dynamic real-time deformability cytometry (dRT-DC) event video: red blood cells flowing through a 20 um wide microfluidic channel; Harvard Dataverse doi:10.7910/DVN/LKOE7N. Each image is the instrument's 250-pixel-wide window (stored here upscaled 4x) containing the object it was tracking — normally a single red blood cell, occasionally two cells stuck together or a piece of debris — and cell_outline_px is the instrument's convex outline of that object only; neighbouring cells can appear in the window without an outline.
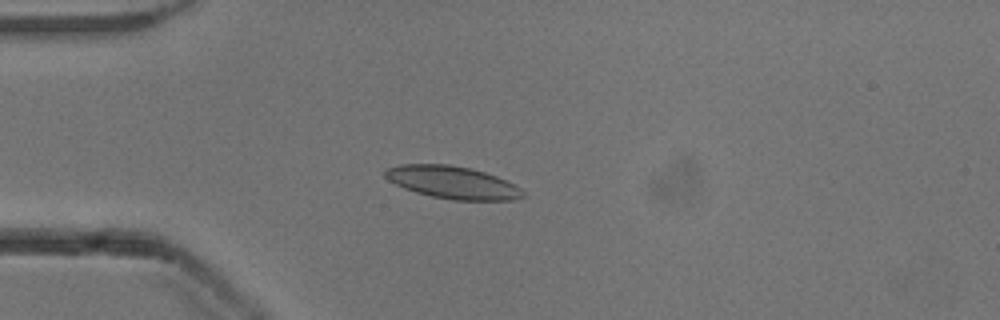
{"species": "common noctule bat (a hibernating species)", "species_latin": "Nyctalus noctula", "temperature_condition": "cold", "stored_images_in_passage": 33, "camera_frame_rate_fps": 3000, "um_per_image_px": 0.085, "animal": {"sex": "male", "body_mass_g": 13.3}, "frame": {"image": 1, "passage_image": 2, "time_ms": 0.333, "image_size_px": [1000, 320], "cell_outline_px": [[524, 196], [512, 200], [452, 200], [432, 196], [416, 192], [404, 188], [388, 180], [384, 176], [384, 168], [400, 164], [448, 164], [472, 168], [496, 176], [520, 188], [524, 192]], "centroid_in_image_um": [38.42, 15.49], "position_along_channel_um": 46.6, "area_um2": 26.07}}
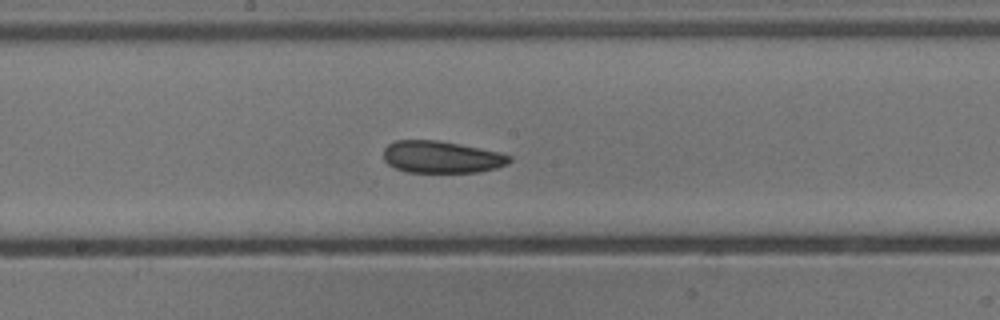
{"frame": {"image": 2, "passage_image": 16, "time_ms": 5.0, "image_size_px": [1000, 320], "cell_outline_px": [[512, 160], [508, 164], [496, 168], [480, 172], [408, 172], [396, 168], [388, 164], [384, 160], [384, 148], [388, 144], [396, 140], [440, 140], [500, 152], [512, 156]], "centroid_in_image_um": [37.55, 13.34], "position_along_channel_um": 210.6, "area_um2": 23.64}}
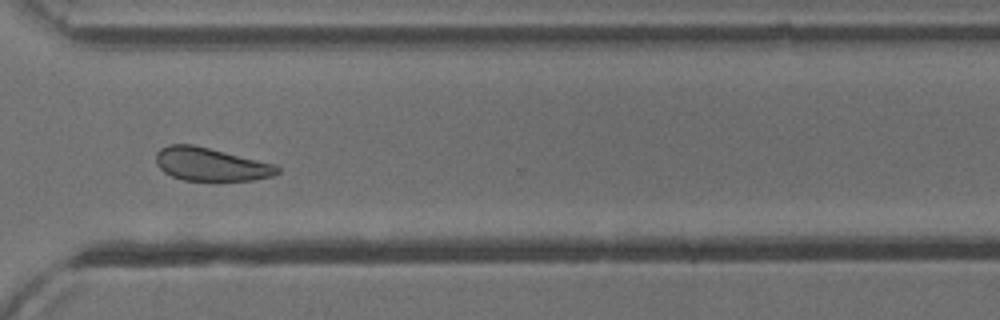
{"frame": {"image": 3, "passage_image": 27, "time_ms": 8.667, "image_size_px": [1000, 320], "cell_outline_px": [[280, 172], [272, 176], [252, 180], [184, 180], [172, 176], [164, 172], [156, 164], [156, 152], [160, 148], [168, 144], [192, 144], [276, 164], [280, 168]], "centroid_in_image_um": [17.91, 13.96], "position_along_channel_um": 352.7, "area_um2": 23.41}, "authors_computed_cell_mechanics": {"area_um2": 23.9292, "velocity_mm_per_s": 3.8743, "shape_relaxation_time_tau1_ms": 2.7469, "shape_relaxation_time_tau2_ms": 4.9253, "deformation_change_tau1": 0.0744, "deformation_change_tau2": 0.1158}}